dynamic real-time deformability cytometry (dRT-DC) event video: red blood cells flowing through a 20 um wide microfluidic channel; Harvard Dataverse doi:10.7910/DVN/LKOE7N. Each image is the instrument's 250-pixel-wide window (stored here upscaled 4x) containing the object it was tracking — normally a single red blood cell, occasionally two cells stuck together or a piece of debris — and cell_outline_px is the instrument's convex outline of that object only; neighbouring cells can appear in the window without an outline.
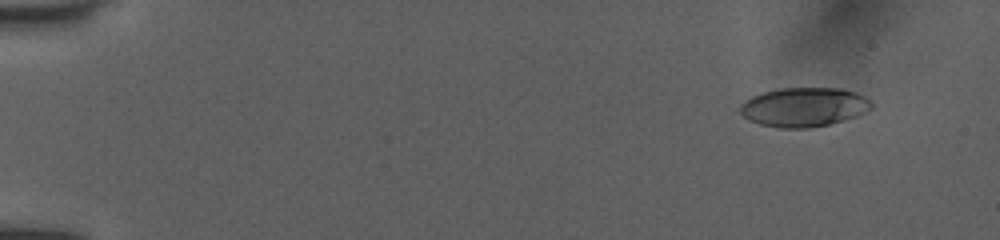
{"species": "human", "species_latin": "Homo sapiens", "temperature_condition": "room temperature", "stored_images_in_passage": 53, "camera_frame_rate_fps": 3000, "um_per_image_px": 0.085, "donor": {"sex": "female"}, "frame": {"image": 1, "passage_image": 5, "time_ms": 1.333, "image_size_px": [1000, 240], "cell_outline_px": [[872, 108], [856, 116], [844, 120], [828, 124], [808, 128], [780, 128], [760, 124], [748, 120], [736, 108], [744, 100], [752, 96], [764, 92], [784, 88], [840, 88], [856, 92], [872, 100]], "centroid_in_image_um": [68.32, 9.1], "position_along_channel_um": 16.7, "area_um2": 30.11}}
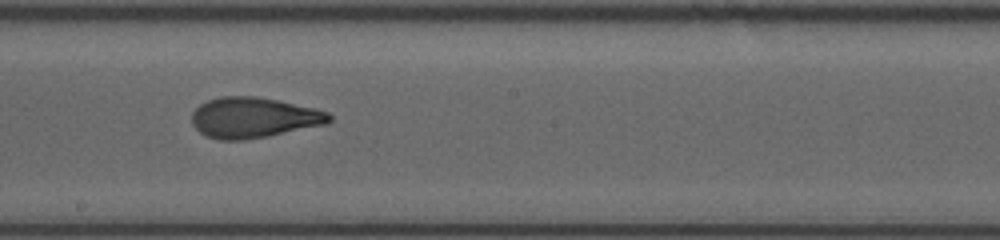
{"frame": {"image": 2, "passage_image": 31, "time_ms": 10.0, "image_size_px": [1000, 240], "cell_outline_px": [[332, 120], [328, 124], [244, 140], [220, 140], [204, 136], [192, 124], [192, 112], [200, 104], [208, 100], [220, 96], [256, 96], [316, 108], [328, 112], [332, 116]], "centroid_in_image_um": [21.56, 9.99], "position_along_channel_um": 226.6, "area_um2": 32.48}}
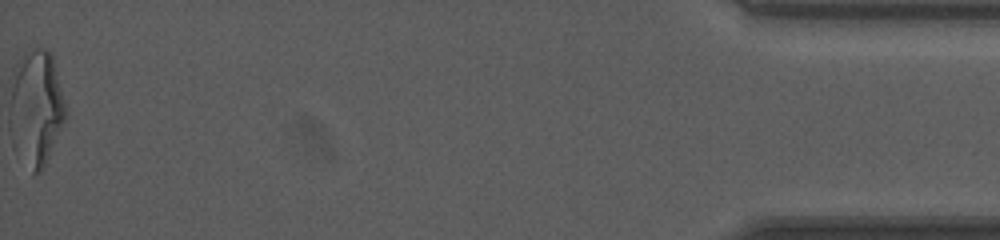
{"frame": {"image": 3, "passage_image": 53, "time_ms": 17.333, "image_size_px": [1000, 240], "cell_outline_px": [[68, 116], [44, 164], [36, 172], [32, 172], [12, 100], [12, 72], [20, 56], [24, 52], [36, 44], [48, 48], [52, 52], [68, 112]], "centroid_in_image_um": [3.26, 8.76], "position_along_channel_um": 431.9, "area_um2": 34.28}, "authors_computed_cell_mechanics": {"area_um2": 31.5588, "velocity_mm_per_s": 4.0048, "shape_relaxation_time_tau1_ms": 4.4595, "shape_relaxation_time_tau2_ms": 1.2326, "deformation_change_tau1": 0.1985, "deformation_change_tau2": 0.0883}}